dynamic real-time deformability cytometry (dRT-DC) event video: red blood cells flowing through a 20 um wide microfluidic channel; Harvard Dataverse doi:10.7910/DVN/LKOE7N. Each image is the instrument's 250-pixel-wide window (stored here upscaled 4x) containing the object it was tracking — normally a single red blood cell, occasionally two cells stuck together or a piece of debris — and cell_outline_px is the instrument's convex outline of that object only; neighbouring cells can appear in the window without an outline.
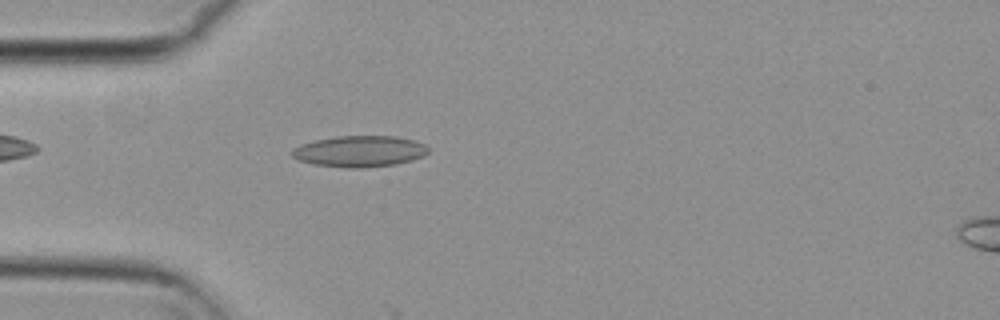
{"species": "common noctule bat (a hibernating species)", "species_latin": "Nyctalus noctula", "temperature_condition": "cold", "stored_images_in_passage": 42, "camera_frame_rate_fps": 3000, "um_per_image_px": 0.085, "animal": {"sex": "female", "body_mass_g": 29.2, "forearm_length_mm": 56.3}, "frame": {"image": 1, "passage_image": 6, "time_ms": 1.667, "image_size_px": [1000, 320], "cell_outline_px": [[428, 152], [424, 156], [412, 160], [396, 164], [364, 168], [348, 168], [316, 164], [300, 160], [292, 156], [292, 148], [300, 144], [316, 140], [336, 136], [396, 136], [412, 140], [424, 144], [428, 148]], "centroid_in_image_um": [30.58, 12.86], "position_along_channel_um": 54.4, "area_um2": 24.68}}
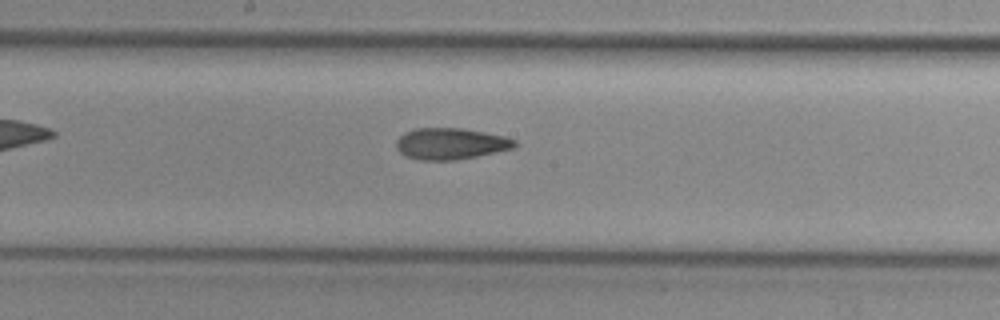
{"frame": {"image": 2, "passage_image": 19, "time_ms": 6.0, "image_size_px": [1000, 320], "cell_outline_px": [[516, 144], [512, 148], [496, 152], [456, 160], [420, 160], [408, 156], [400, 152], [396, 148], [396, 140], [404, 132], [416, 128], [464, 128], [504, 136], [516, 140]], "centroid_in_image_um": [38.28, 12.2], "position_along_channel_um": 209.9, "area_um2": 21.56}}
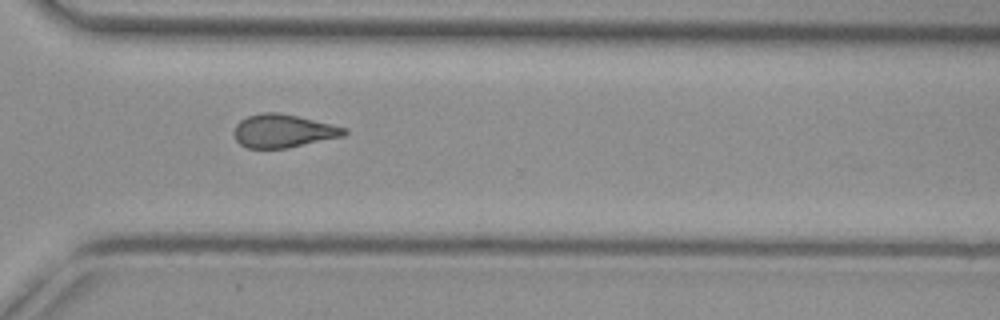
{"frame": {"image": 3, "passage_image": 30, "time_ms": 9.667, "image_size_px": [1000, 320], "cell_outline_px": [[348, 132], [344, 136], [288, 148], [248, 148], [240, 144], [236, 140], [236, 124], [240, 120], [248, 116], [260, 112], [276, 112], [296, 116], [348, 128]], "centroid_in_image_um": [24.1, 11.13], "position_along_channel_um": 346.5, "area_um2": 21.15}, "authors_computed_cell_mechanics": {"area_um2": 21.675, "velocity_mm_per_s": 3.7349, "shape_relaxation_time_tau1_ms": null, "shape_relaxation_time_tau2_ms": 4.9465, "deformation_change_tau1": null, "deformation_change_tau2": 0.141}}